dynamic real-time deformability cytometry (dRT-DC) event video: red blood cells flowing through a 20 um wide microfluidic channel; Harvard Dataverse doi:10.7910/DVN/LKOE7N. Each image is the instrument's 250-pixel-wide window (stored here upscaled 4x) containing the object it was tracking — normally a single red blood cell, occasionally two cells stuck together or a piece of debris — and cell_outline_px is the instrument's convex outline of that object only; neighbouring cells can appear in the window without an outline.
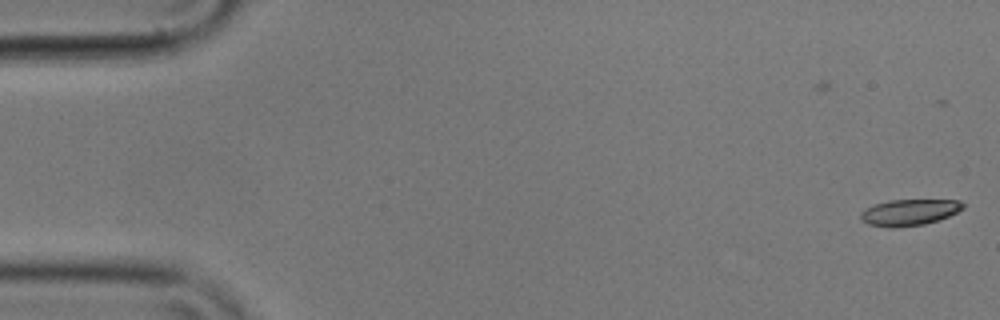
{"species": "common noctule bat (a hibernating species)", "species_latin": "Nyctalus noctula", "temperature_condition": "cold", "stored_images_in_passage": 6, "camera_frame_rate_fps": 3000, "um_per_image_px": 0.085, "animal": {"sex": "male", "body_mass_g": 17.9}, "frame": {"image": 1, "passage_image": 6, "time_ms": 1.667, "image_size_px": [1000, 320], "cell_outline_px": [[964, 208], [948, 216], [924, 224], [896, 228], [888, 228], [868, 224], [860, 220], [860, 212], [876, 204], [892, 200], [960, 200], [964, 204]], "centroid_in_image_um": [77.27, 18.06], "position_along_channel_um": 7.7, "area_um2": 15.55}}